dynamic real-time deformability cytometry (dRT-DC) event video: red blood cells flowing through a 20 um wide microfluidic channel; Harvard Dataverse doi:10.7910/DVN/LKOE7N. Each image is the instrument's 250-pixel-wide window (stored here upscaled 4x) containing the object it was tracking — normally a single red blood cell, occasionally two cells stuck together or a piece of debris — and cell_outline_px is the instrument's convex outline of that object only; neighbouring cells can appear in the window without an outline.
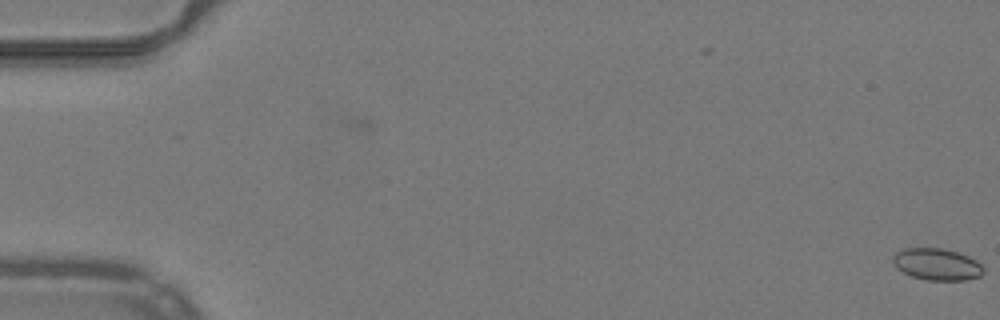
{"species": "common noctule bat (a hibernating species)", "species_latin": "Nyctalus noctula", "temperature_condition": "warm", "stored_images_in_passage": 4, "camera_frame_rate_fps": 3000, "um_per_image_px": 0.085, "animal": {"sex": "male", "body_mass_g": 19.2, "forearm_length_mm": 51.8}, "frame": {"image": 1, "passage_image": 4, "time_ms": 1.0, "image_size_px": [1000, 320], "cell_outline_px": [[984, 272], [980, 276], [964, 280], [928, 280], [912, 276], [896, 268], [892, 260], [892, 256], [896, 252], [904, 248], [944, 248], [968, 256], [976, 260], [984, 268]], "centroid_in_image_um": [79.63, 22.46], "position_along_channel_um": 5.4, "area_um2": 16.76}}